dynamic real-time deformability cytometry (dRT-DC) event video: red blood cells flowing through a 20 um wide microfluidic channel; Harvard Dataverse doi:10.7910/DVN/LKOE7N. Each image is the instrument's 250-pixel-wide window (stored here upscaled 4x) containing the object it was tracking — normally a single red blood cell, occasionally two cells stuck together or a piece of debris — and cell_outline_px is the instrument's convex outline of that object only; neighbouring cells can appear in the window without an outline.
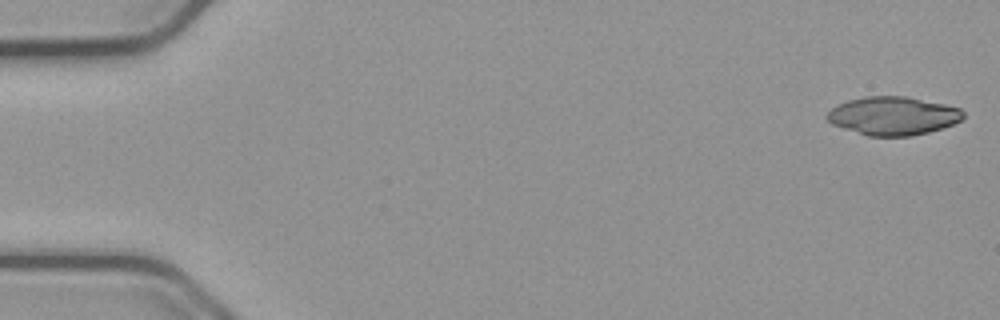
{"species": "common noctule bat (a hibernating species)", "species_latin": "Nyctalus noctula", "temperature_condition": "cold", "stored_images_in_passage": 54, "camera_frame_rate_fps": 3000, "um_per_image_px": 0.085, "animal": {"sex": "male", "body_mass_g": 23.1, "forearm_length_mm": 52.7}, "frame": {"image": 1, "passage_image": 1, "time_ms": 0.0, "image_size_px": [1000, 320], "cell_outline_px": [[964, 116], [960, 120], [952, 124], [928, 132], [912, 136], [868, 136], [832, 124], [824, 116], [836, 104], [848, 100], [864, 96], [904, 96], [944, 104], [960, 108], [964, 112]], "centroid_in_image_um": [75.87, 9.84], "position_along_channel_um": 9.1, "area_um2": 30.35}}
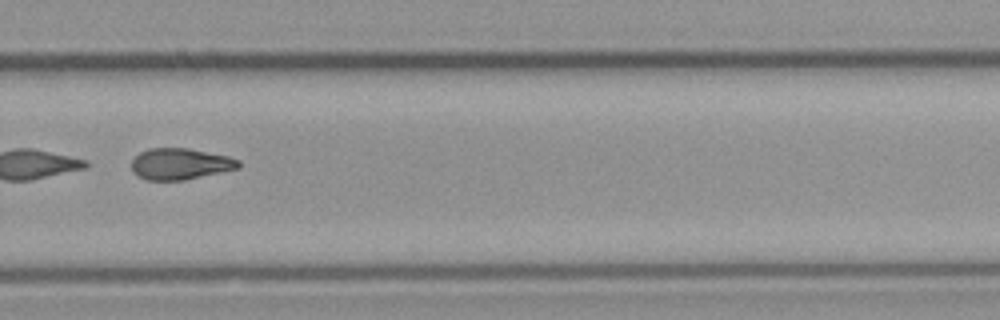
{"frame": {"image": 2, "passage_image": 37, "time_ms": 12.0, "image_size_px": [1000, 320], "cell_outline_px": [[240, 168], [184, 180], [144, 180], [136, 176], [132, 172], [132, 160], [140, 152], [148, 148], [188, 148], [228, 156], [240, 160]], "centroid_in_image_um": [15.3, 13.94], "position_along_channel_um": 314.5, "area_um2": 19.65}}